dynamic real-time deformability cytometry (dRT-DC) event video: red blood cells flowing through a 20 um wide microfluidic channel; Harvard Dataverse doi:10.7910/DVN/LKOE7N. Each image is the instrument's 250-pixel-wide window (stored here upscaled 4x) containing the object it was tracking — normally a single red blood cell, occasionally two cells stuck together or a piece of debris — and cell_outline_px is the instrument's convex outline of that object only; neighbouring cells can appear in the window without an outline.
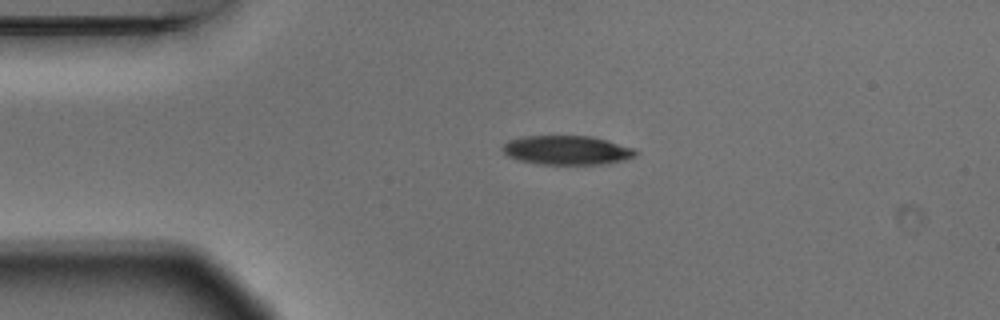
{"species": "Egyptian fruit bat (a non-hibernating species)", "species_latin": "Rousettus aegyptiacus", "temperature_condition": "warm", "stored_images_in_passage": 2, "camera_frame_rate_fps": 3000, "um_per_image_px": 0.085, "animal": {"sex": "male"}, "frame": {"image": 1, "passage_image": 1, "time_ms": 0.0, "image_size_px": [1000, 320], "cell_outline_px": [[640, 152], [636, 156], [624, 160], [604, 164], [536, 164], [516, 160], [508, 156], [504, 152], [504, 144], [508, 140], [524, 136], [592, 136], [636, 148]], "centroid_in_image_um": [48.23, 12.77], "position_along_channel_um": 36.8, "area_um2": 22.77}}